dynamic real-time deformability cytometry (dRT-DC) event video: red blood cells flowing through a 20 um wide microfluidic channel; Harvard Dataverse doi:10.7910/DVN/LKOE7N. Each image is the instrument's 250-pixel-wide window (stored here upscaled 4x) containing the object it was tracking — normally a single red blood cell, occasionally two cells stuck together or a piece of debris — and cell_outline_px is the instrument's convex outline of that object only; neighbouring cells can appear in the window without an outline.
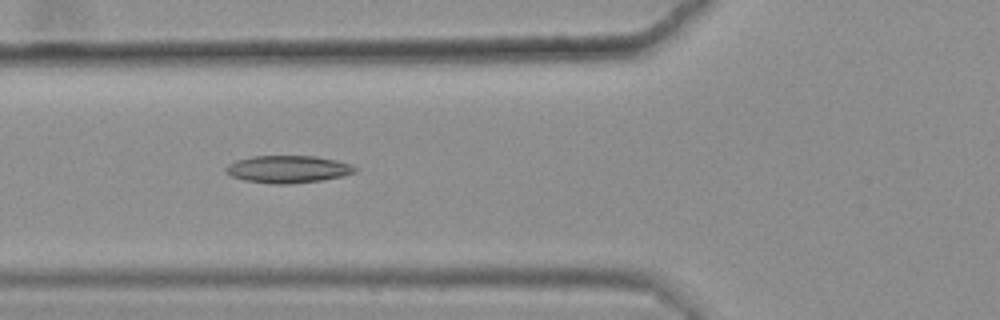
{"species": "common noctule bat (a hibernating species)", "species_latin": "Nyctalus noctula", "temperature_condition": "warm", "stored_images_in_passage": 49, "camera_frame_rate_fps": 3000, "um_per_image_px": 0.085, "animal": {"sex": "female", "body_mass_g": 25.1}, "frame": {"image": 1, "passage_image": 21, "time_ms": 6.667, "image_size_px": [1000, 320], "cell_outline_px": [[356, 172], [340, 176], [320, 180], [288, 184], [272, 184], [244, 180], [232, 176], [224, 172], [224, 168], [228, 164], [236, 160], [252, 156], [316, 156], [336, 160], [348, 164], [356, 168]], "centroid_in_image_um": [24.41, 14.38], "position_along_channel_um": 101.4, "area_um2": 20.46}}
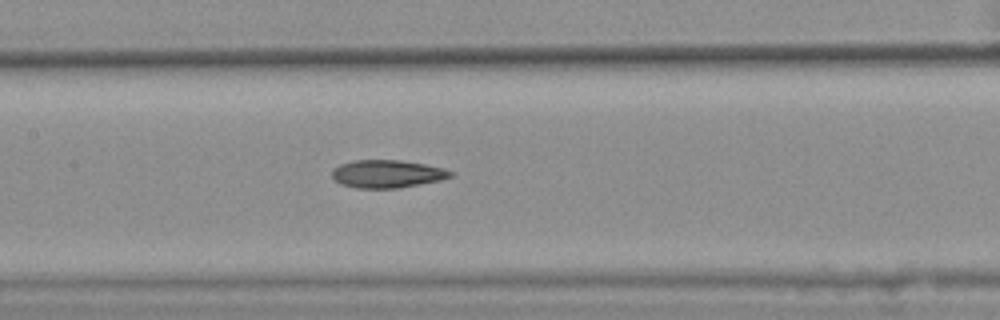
{"frame": {"image": 2, "passage_image": 27, "time_ms": 8.667, "image_size_px": [1000, 320], "cell_outline_px": [[452, 176], [440, 180], [396, 188], [356, 188], [340, 184], [332, 176], [332, 168], [340, 164], [352, 160], [400, 160], [424, 164], [444, 168], [452, 172]], "centroid_in_image_um": [32.86, 14.77], "position_along_channel_um": 174.5, "area_um2": 19.13}}
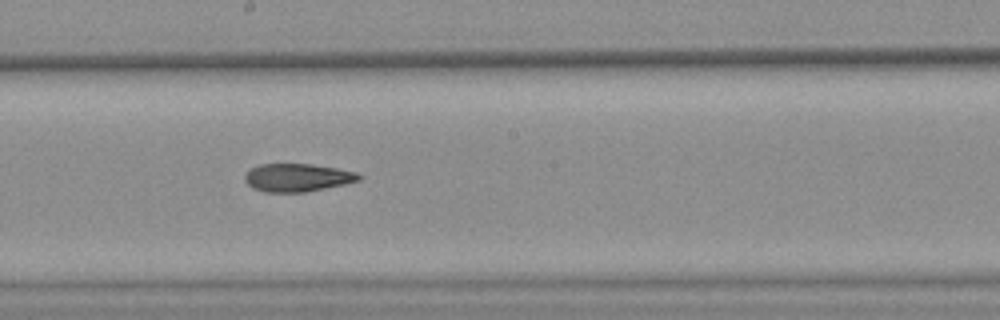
{"frame": {"image": 3, "passage_image": 31, "time_ms": 10.0, "image_size_px": [1000, 320], "cell_outline_px": [[364, 176], [360, 180], [344, 184], [304, 192], [264, 192], [252, 188], [244, 180], [244, 176], [252, 168], [260, 164], [312, 164], [336, 168], [356, 172]], "centroid_in_image_um": [25.28, 15.09], "position_along_channel_um": 222.9, "area_um2": 18.55}, "authors_computed_cell_mechanics": {"area_um2": 19.4786, "velocity_mm_per_s": 3.6499, "shape_relaxation_time_tau1_ms": null, "shape_relaxation_time_tau2_ms": 4.7012, "deformation_change_tau1": null, "deformation_change_tau2": 0.1435}}